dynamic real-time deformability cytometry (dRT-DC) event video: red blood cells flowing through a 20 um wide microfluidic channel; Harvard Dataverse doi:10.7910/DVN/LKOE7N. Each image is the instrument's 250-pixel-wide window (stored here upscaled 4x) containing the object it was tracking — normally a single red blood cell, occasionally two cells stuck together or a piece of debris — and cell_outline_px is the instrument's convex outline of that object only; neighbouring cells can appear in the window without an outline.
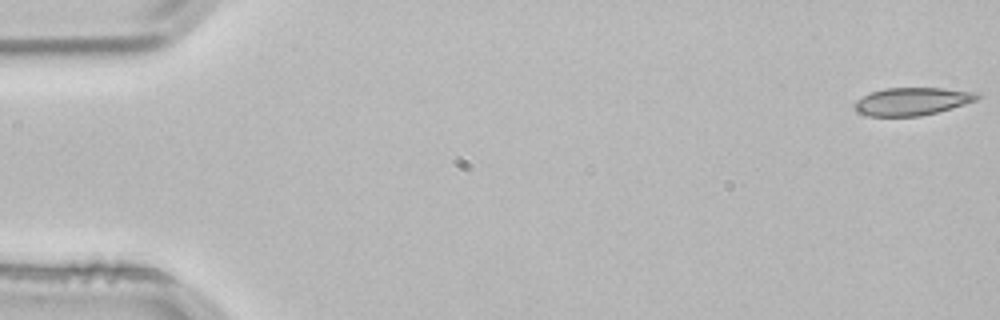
{"species": "common noctule bat (a hibernating species)", "species_latin": "Nyctalus noctula", "temperature_condition": "room temperature", "stored_images_in_passage": 5, "camera_frame_rate_fps": 3000, "um_per_image_px": 0.085, "animal": {"sex": "male", "body_mass_g": 21.5, "forearm_length_mm": 52.0}, "frame": {"image": 1, "passage_image": 1, "time_ms": 0.0, "image_size_px": [1000, 320], "cell_outline_px": [[984, 96], [976, 100], [952, 108], [920, 116], [868, 116], [860, 112], [852, 104], [856, 100], [868, 92], [884, 88], [944, 88], [976, 92]], "centroid_in_image_um": [77.53, 8.6], "position_along_channel_um": 7.5, "area_um2": 19.94}}
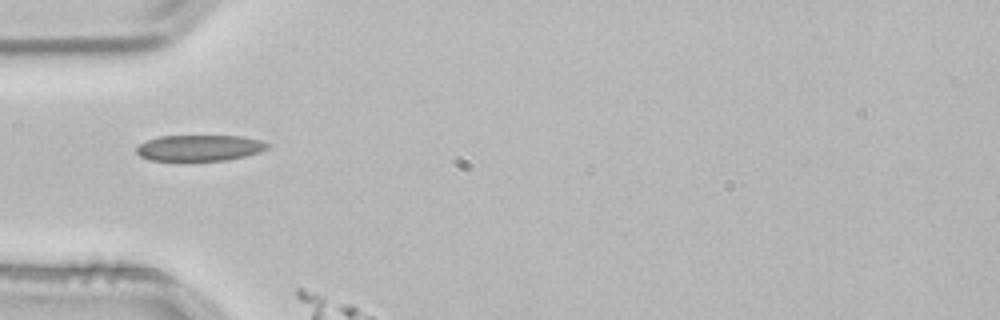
{"frame": {"image": 2, "passage_image": 4, "time_ms": 1.0, "image_size_px": [1000, 320], "cell_outline_px": [[272, 144], [268, 148], [260, 152], [228, 160], [148, 160], [140, 156], [136, 152], [136, 148], [140, 144], [148, 140], [160, 136], [240, 136], [260, 140]], "centroid_in_image_um": [16.98, 12.57], "position_along_channel_um": 68.0, "area_um2": 19.77}}
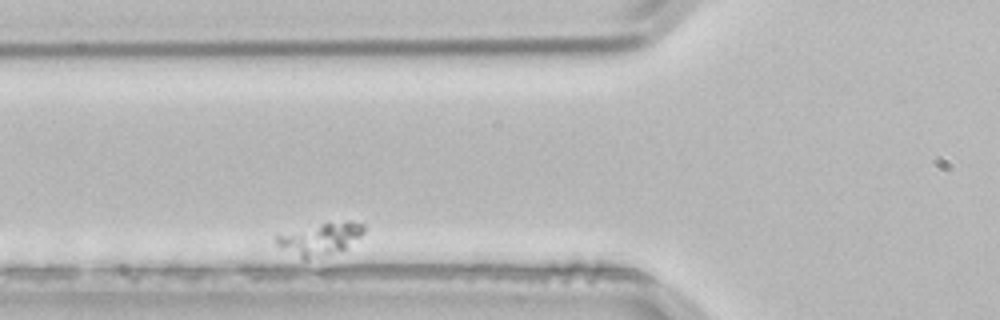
{"frame": {"image": 3, "passage_image": 5, "time_ms": 1.333, "image_size_px": [1000, 320], "cell_outline_px": [[364, 232], [360, 236], [344, 248], [308, 260], [304, 260], [280, 248], [276, 244], [276, 236], [320, 224], [348, 220], [364, 224]], "centroid_in_image_um": [27.21, 20.31], "position_along_channel_um": 98.6, "area_um2": 15.78}}